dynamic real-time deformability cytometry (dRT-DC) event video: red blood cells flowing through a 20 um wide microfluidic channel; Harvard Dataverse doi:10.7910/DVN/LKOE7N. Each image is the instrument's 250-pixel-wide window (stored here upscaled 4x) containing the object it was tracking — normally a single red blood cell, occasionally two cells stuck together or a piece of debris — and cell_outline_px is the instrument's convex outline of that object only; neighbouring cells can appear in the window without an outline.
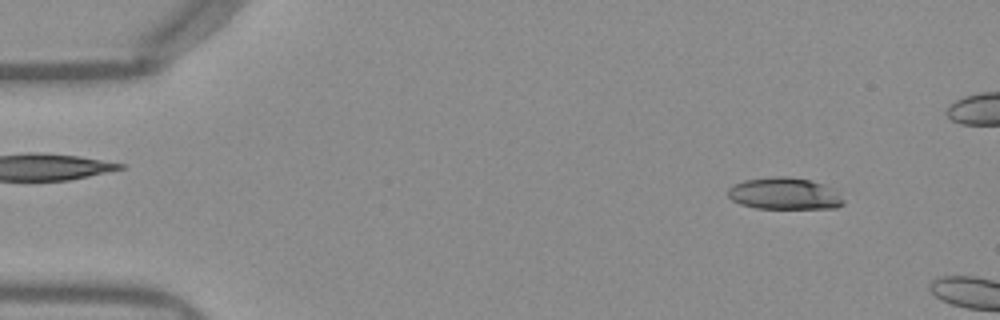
{"species": "Egyptian fruit bat (a non-hibernating species)", "species_latin": "Rousettus aegyptiacus", "temperature_condition": "warm", "stored_images_in_passage": 5, "camera_frame_rate_fps": 3000, "um_per_image_px": 0.085, "frame": {"image": 1, "passage_image": 1, "time_ms": 0.0, "image_size_px": [1000, 320], "cell_outline_px": [[844, 204], [836, 208], [756, 208], [740, 204], [732, 200], [728, 196], [728, 188], [732, 184], [744, 180], [772, 176], [788, 176], [808, 180], [832, 188], [844, 200]], "centroid_in_image_um": [66.63, 16.45], "position_along_channel_um": 18.4, "area_um2": 21.39}}